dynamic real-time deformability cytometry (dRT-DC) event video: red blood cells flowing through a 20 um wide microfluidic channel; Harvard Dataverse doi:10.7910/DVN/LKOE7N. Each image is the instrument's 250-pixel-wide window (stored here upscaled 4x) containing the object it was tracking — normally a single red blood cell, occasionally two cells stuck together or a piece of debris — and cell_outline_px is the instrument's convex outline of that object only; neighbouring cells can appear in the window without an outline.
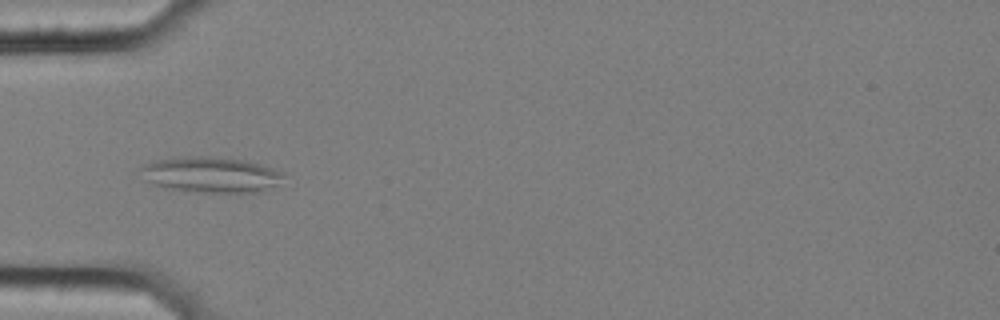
{"species": "common noctule bat (a hibernating species)", "species_latin": "Nyctalus noctula", "temperature_condition": "cold", "stored_images_in_passage": 40, "camera_frame_rate_fps": 3000, "um_per_image_px": 0.085, "animal": {"sex": "female", "body_mass_g": 25.1}, "frame": {"image": 1, "passage_image": 1, "time_ms": 0.0, "image_size_px": [1000, 320], "cell_outline_px": [[288, 176], [276, 184], [260, 192], [196, 192], [168, 188], [152, 184], [148, 180], [140, 168], [144, 164], [156, 160], [184, 156], [208, 156], [248, 160], [284, 172]], "centroid_in_image_um": [17.98, 14.83], "position_along_channel_um": 67.0, "area_um2": 29.65}}
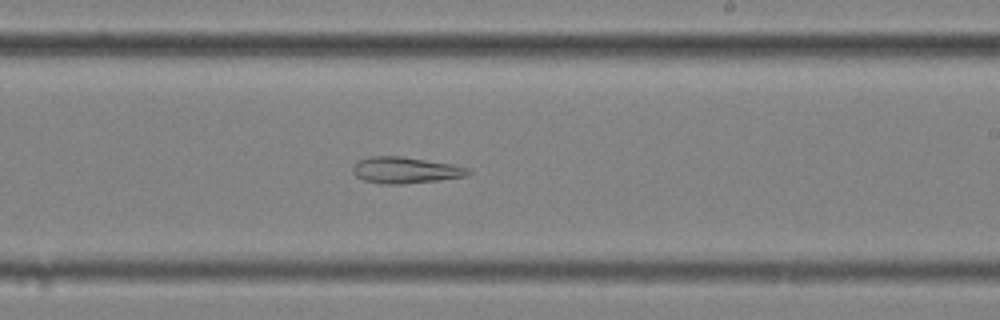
{"frame": {"image": 2, "passage_image": 17, "time_ms": 5.333, "image_size_px": [1000, 320], "cell_outline_px": [[472, 172], [468, 176], [440, 180], [404, 184], [380, 184], [364, 180], [356, 176], [352, 172], [352, 168], [356, 160], [368, 156], [400, 156], [452, 164], [472, 168]], "centroid_in_image_um": [34.46, 14.46], "position_along_channel_um": 254.5, "area_um2": 18.03}}
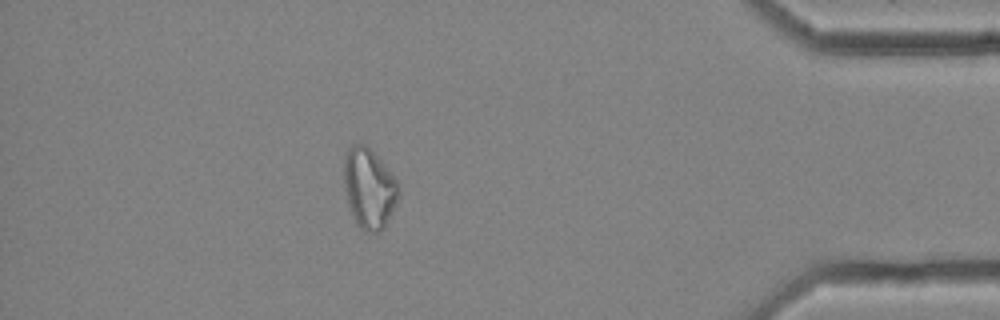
{"frame": {"image": 3, "passage_image": 33, "time_ms": 10.667, "image_size_px": [1000, 320], "cell_outline_px": [[400, 188], [396, 204], [384, 228], [380, 232], [364, 232], [356, 224], [352, 216], [348, 204], [344, 188], [344, 152], [352, 144], [364, 144], [380, 160], [400, 184]], "centroid_in_image_um": [31.36, 16.03], "position_along_channel_um": 403.8, "area_um2": 25.66}}